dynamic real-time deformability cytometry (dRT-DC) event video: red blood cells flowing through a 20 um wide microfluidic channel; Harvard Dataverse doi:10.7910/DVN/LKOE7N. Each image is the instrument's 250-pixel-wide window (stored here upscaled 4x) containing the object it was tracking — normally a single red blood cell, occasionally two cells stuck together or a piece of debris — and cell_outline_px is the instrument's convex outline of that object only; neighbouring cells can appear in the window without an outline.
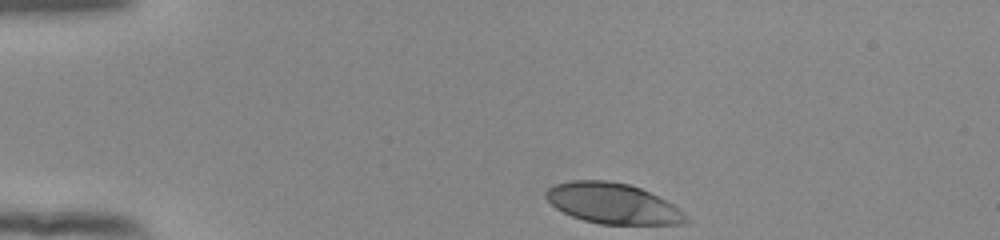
{"species": "human", "species_latin": "Homo sapiens", "temperature_condition": "room temperature", "stored_images_in_passage": 35, "camera_frame_rate_fps": 3000, "um_per_image_px": 0.085, "donor": {"sex": "female"}, "frame": {"image": 1, "passage_image": 1, "time_ms": 0.0, "image_size_px": [1000, 240], "cell_outline_px": [[692, 220], [684, 224], [600, 224], [584, 220], [572, 216], [556, 208], [544, 196], [544, 192], [548, 188], [556, 184], [572, 180], [608, 180], [628, 184], [640, 188], [672, 204], [688, 216]], "centroid_in_image_um": [52.08, 17.3], "position_along_channel_um": 32.9, "area_um2": 32.95}}
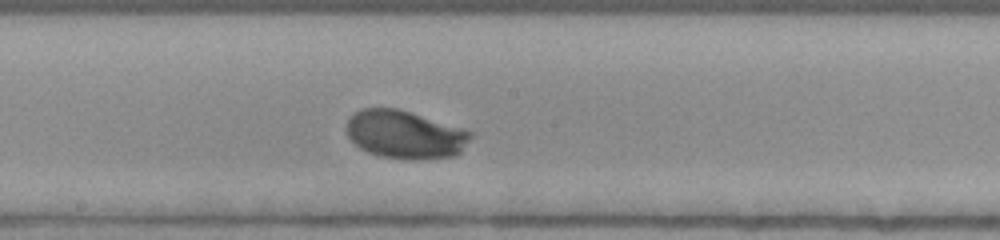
{"frame": {"image": 2, "passage_image": 20, "time_ms": 6.333, "image_size_px": [1000, 240], "cell_outline_px": [[472, 136], [460, 152], [452, 156], [424, 160], [404, 160], [380, 156], [368, 152], [360, 148], [348, 136], [348, 120], [360, 108], [396, 108], [464, 128], [472, 132]], "centroid_in_image_um": [34.45, 11.45], "position_along_channel_um": 213.8, "area_um2": 34.74}}
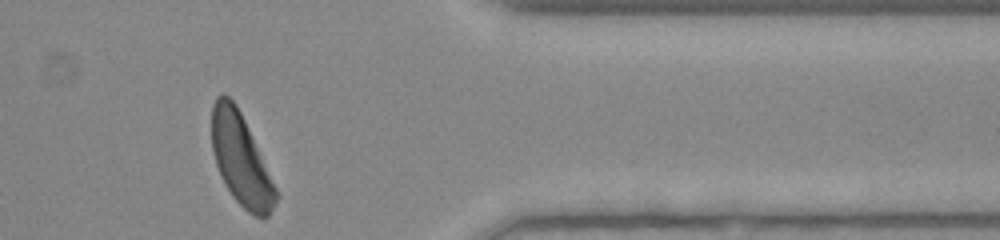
{"frame": {"image": 3, "passage_image": 35, "time_ms": 11.333, "image_size_px": [1000, 240], "cell_outline_px": [[280, 196], [268, 216], [256, 216], [248, 212], [232, 196], [224, 184], [220, 176], [212, 152], [212, 104], [216, 96], [220, 92], [224, 92], [236, 104], [244, 120]], "centroid_in_image_um": [20.45, 13.55], "position_along_channel_um": 391.0, "area_um2": 33.87}, "authors_computed_cell_mechanics": {"area_um2": 33.8708, "velocity_mm_per_s": 3.8569, "shape_relaxation_time_tau1_ms": 2.4607, "shape_relaxation_time_tau2_ms": null, "deformation_change_tau1": 0.173, "deformation_change_tau2": null}}